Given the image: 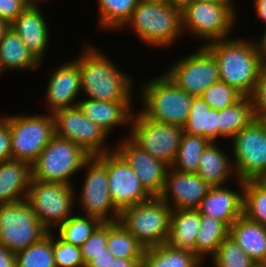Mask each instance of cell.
I'll use <instances>...</instances> for the list:
<instances>
[{"mask_svg":"<svg viewBox=\"0 0 266 267\" xmlns=\"http://www.w3.org/2000/svg\"><path fill=\"white\" fill-rule=\"evenodd\" d=\"M42 63L10 27L0 42V71H37Z\"/></svg>","mask_w":266,"mask_h":267,"instance_id":"26","label":"cell"},{"mask_svg":"<svg viewBox=\"0 0 266 267\" xmlns=\"http://www.w3.org/2000/svg\"><path fill=\"white\" fill-rule=\"evenodd\" d=\"M210 143L211 141L205 137L183 132L176 159L171 168L181 172L197 173L200 156Z\"/></svg>","mask_w":266,"mask_h":267,"instance_id":"34","label":"cell"},{"mask_svg":"<svg viewBox=\"0 0 266 267\" xmlns=\"http://www.w3.org/2000/svg\"><path fill=\"white\" fill-rule=\"evenodd\" d=\"M75 187L63 183H45L31 179L26 201L33 207L36 218L49 232H54L72 214Z\"/></svg>","mask_w":266,"mask_h":267,"instance_id":"10","label":"cell"},{"mask_svg":"<svg viewBox=\"0 0 266 267\" xmlns=\"http://www.w3.org/2000/svg\"><path fill=\"white\" fill-rule=\"evenodd\" d=\"M203 264H206V263H204V261H200L195 267H203Z\"/></svg>","mask_w":266,"mask_h":267,"instance_id":"56","label":"cell"},{"mask_svg":"<svg viewBox=\"0 0 266 267\" xmlns=\"http://www.w3.org/2000/svg\"><path fill=\"white\" fill-rule=\"evenodd\" d=\"M200 229V214L197 210H172L167 244L195 254V241Z\"/></svg>","mask_w":266,"mask_h":267,"instance_id":"27","label":"cell"},{"mask_svg":"<svg viewBox=\"0 0 266 267\" xmlns=\"http://www.w3.org/2000/svg\"><path fill=\"white\" fill-rule=\"evenodd\" d=\"M236 7L234 3L192 1L181 12L183 34L193 35L192 38L200 40L202 46L230 38L238 22Z\"/></svg>","mask_w":266,"mask_h":267,"instance_id":"5","label":"cell"},{"mask_svg":"<svg viewBox=\"0 0 266 267\" xmlns=\"http://www.w3.org/2000/svg\"><path fill=\"white\" fill-rule=\"evenodd\" d=\"M77 106L84 116L103 129L107 135L112 134L116 127L129 126L134 114L135 104L132 101H98L83 97Z\"/></svg>","mask_w":266,"mask_h":267,"instance_id":"22","label":"cell"},{"mask_svg":"<svg viewBox=\"0 0 266 267\" xmlns=\"http://www.w3.org/2000/svg\"><path fill=\"white\" fill-rule=\"evenodd\" d=\"M0 267H16L15 254L4 245H0Z\"/></svg>","mask_w":266,"mask_h":267,"instance_id":"46","label":"cell"},{"mask_svg":"<svg viewBox=\"0 0 266 267\" xmlns=\"http://www.w3.org/2000/svg\"><path fill=\"white\" fill-rule=\"evenodd\" d=\"M102 222L81 213L72 214L54 233L66 243L81 247Z\"/></svg>","mask_w":266,"mask_h":267,"instance_id":"35","label":"cell"},{"mask_svg":"<svg viewBox=\"0 0 266 267\" xmlns=\"http://www.w3.org/2000/svg\"><path fill=\"white\" fill-rule=\"evenodd\" d=\"M229 144L239 180H257L266 172V121L256 118L239 131Z\"/></svg>","mask_w":266,"mask_h":267,"instance_id":"12","label":"cell"},{"mask_svg":"<svg viewBox=\"0 0 266 267\" xmlns=\"http://www.w3.org/2000/svg\"><path fill=\"white\" fill-rule=\"evenodd\" d=\"M140 0H97L98 24L104 31L118 32L130 19Z\"/></svg>","mask_w":266,"mask_h":267,"instance_id":"33","label":"cell"},{"mask_svg":"<svg viewBox=\"0 0 266 267\" xmlns=\"http://www.w3.org/2000/svg\"><path fill=\"white\" fill-rule=\"evenodd\" d=\"M119 139L114 149L136 172L143 188L152 197H158L163 190L169 166L140 148L129 136Z\"/></svg>","mask_w":266,"mask_h":267,"instance_id":"17","label":"cell"},{"mask_svg":"<svg viewBox=\"0 0 266 267\" xmlns=\"http://www.w3.org/2000/svg\"><path fill=\"white\" fill-rule=\"evenodd\" d=\"M82 169L85 170L83 184L80 191L75 192V201L82 209L79 208L78 213L82 211L83 215L98 218L101 222L118 221L120 211L114 206L108 187L106 153L90 156Z\"/></svg>","mask_w":266,"mask_h":267,"instance_id":"8","label":"cell"},{"mask_svg":"<svg viewBox=\"0 0 266 267\" xmlns=\"http://www.w3.org/2000/svg\"><path fill=\"white\" fill-rule=\"evenodd\" d=\"M195 2H211V3H235L234 0H193Z\"/></svg>","mask_w":266,"mask_h":267,"instance_id":"52","label":"cell"},{"mask_svg":"<svg viewBox=\"0 0 266 267\" xmlns=\"http://www.w3.org/2000/svg\"><path fill=\"white\" fill-rule=\"evenodd\" d=\"M53 256L56 267H85L81 248L61 240L53 232Z\"/></svg>","mask_w":266,"mask_h":267,"instance_id":"40","label":"cell"},{"mask_svg":"<svg viewBox=\"0 0 266 267\" xmlns=\"http://www.w3.org/2000/svg\"><path fill=\"white\" fill-rule=\"evenodd\" d=\"M127 135L155 159L171 167L176 159L183 127L147 118L139 109L134 111Z\"/></svg>","mask_w":266,"mask_h":267,"instance_id":"11","label":"cell"},{"mask_svg":"<svg viewBox=\"0 0 266 267\" xmlns=\"http://www.w3.org/2000/svg\"><path fill=\"white\" fill-rule=\"evenodd\" d=\"M31 181V165L20 160L0 162V205L26 200Z\"/></svg>","mask_w":266,"mask_h":267,"instance_id":"23","label":"cell"},{"mask_svg":"<svg viewBox=\"0 0 266 267\" xmlns=\"http://www.w3.org/2000/svg\"><path fill=\"white\" fill-rule=\"evenodd\" d=\"M171 213L159 197H151L123 209L119 221L147 249L167 243Z\"/></svg>","mask_w":266,"mask_h":267,"instance_id":"7","label":"cell"},{"mask_svg":"<svg viewBox=\"0 0 266 267\" xmlns=\"http://www.w3.org/2000/svg\"><path fill=\"white\" fill-rule=\"evenodd\" d=\"M210 260L213 267H253L256 264L229 235Z\"/></svg>","mask_w":266,"mask_h":267,"instance_id":"38","label":"cell"},{"mask_svg":"<svg viewBox=\"0 0 266 267\" xmlns=\"http://www.w3.org/2000/svg\"><path fill=\"white\" fill-rule=\"evenodd\" d=\"M255 119L251 96H243L233 105L219 110V140L222 138L230 141Z\"/></svg>","mask_w":266,"mask_h":267,"instance_id":"29","label":"cell"},{"mask_svg":"<svg viewBox=\"0 0 266 267\" xmlns=\"http://www.w3.org/2000/svg\"><path fill=\"white\" fill-rule=\"evenodd\" d=\"M147 3H155V4H168L169 0H141Z\"/></svg>","mask_w":266,"mask_h":267,"instance_id":"53","label":"cell"},{"mask_svg":"<svg viewBox=\"0 0 266 267\" xmlns=\"http://www.w3.org/2000/svg\"><path fill=\"white\" fill-rule=\"evenodd\" d=\"M16 267H56L53 256V232L15 253Z\"/></svg>","mask_w":266,"mask_h":267,"instance_id":"36","label":"cell"},{"mask_svg":"<svg viewBox=\"0 0 266 267\" xmlns=\"http://www.w3.org/2000/svg\"><path fill=\"white\" fill-rule=\"evenodd\" d=\"M229 235V227L222 221L200 214V229L195 241V255L205 261L216 255L219 245ZM208 256V257H207Z\"/></svg>","mask_w":266,"mask_h":267,"instance_id":"30","label":"cell"},{"mask_svg":"<svg viewBox=\"0 0 266 267\" xmlns=\"http://www.w3.org/2000/svg\"><path fill=\"white\" fill-rule=\"evenodd\" d=\"M114 255L111 253H99L92 255V258L85 264V267H109Z\"/></svg>","mask_w":266,"mask_h":267,"instance_id":"45","label":"cell"},{"mask_svg":"<svg viewBox=\"0 0 266 267\" xmlns=\"http://www.w3.org/2000/svg\"><path fill=\"white\" fill-rule=\"evenodd\" d=\"M129 27L140 42L150 47L170 48L181 41L183 34L181 11L168 4L139 1L130 19L121 28ZM180 39V40H179Z\"/></svg>","mask_w":266,"mask_h":267,"instance_id":"4","label":"cell"},{"mask_svg":"<svg viewBox=\"0 0 266 267\" xmlns=\"http://www.w3.org/2000/svg\"><path fill=\"white\" fill-rule=\"evenodd\" d=\"M48 233L26 200L0 205V245L14 254L38 242Z\"/></svg>","mask_w":266,"mask_h":267,"instance_id":"13","label":"cell"},{"mask_svg":"<svg viewBox=\"0 0 266 267\" xmlns=\"http://www.w3.org/2000/svg\"><path fill=\"white\" fill-rule=\"evenodd\" d=\"M243 215L266 226V187L258 180L245 181Z\"/></svg>","mask_w":266,"mask_h":267,"instance_id":"37","label":"cell"},{"mask_svg":"<svg viewBox=\"0 0 266 267\" xmlns=\"http://www.w3.org/2000/svg\"><path fill=\"white\" fill-rule=\"evenodd\" d=\"M107 244V222H102L92 233V235L80 247L82 258L86 264L92 255L99 253H110Z\"/></svg>","mask_w":266,"mask_h":267,"instance_id":"41","label":"cell"},{"mask_svg":"<svg viewBox=\"0 0 266 267\" xmlns=\"http://www.w3.org/2000/svg\"><path fill=\"white\" fill-rule=\"evenodd\" d=\"M198 47L196 52L172 62L164 72L180 89L194 97L201 96L209 86L220 80L213 54L201 44Z\"/></svg>","mask_w":266,"mask_h":267,"instance_id":"14","label":"cell"},{"mask_svg":"<svg viewBox=\"0 0 266 267\" xmlns=\"http://www.w3.org/2000/svg\"><path fill=\"white\" fill-rule=\"evenodd\" d=\"M244 95L223 81L209 86L201 95L211 109L222 110L239 101Z\"/></svg>","mask_w":266,"mask_h":267,"instance_id":"39","label":"cell"},{"mask_svg":"<svg viewBox=\"0 0 266 267\" xmlns=\"http://www.w3.org/2000/svg\"><path fill=\"white\" fill-rule=\"evenodd\" d=\"M235 183L239 188L232 189L227 185L211 187L200 202L199 214L212 216L230 227L243 215L245 181L237 179Z\"/></svg>","mask_w":266,"mask_h":267,"instance_id":"21","label":"cell"},{"mask_svg":"<svg viewBox=\"0 0 266 267\" xmlns=\"http://www.w3.org/2000/svg\"><path fill=\"white\" fill-rule=\"evenodd\" d=\"M210 188L197 173L181 172L169 167L158 197L172 210H197Z\"/></svg>","mask_w":266,"mask_h":267,"instance_id":"18","label":"cell"},{"mask_svg":"<svg viewBox=\"0 0 266 267\" xmlns=\"http://www.w3.org/2000/svg\"><path fill=\"white\" fill-rule=\"evenodd\" d=\"M10 23L2 18H0V42L4 38L5 33L9 30Z\"/></svg>","mask_w":266,"mask_h":267,"instance_id":"51","label":"cell"},{"mask_svg":"<svg viewBox=\"0 0 266 267\" xmlns=\"http://www.w3.org/2000/svg\"><path fill=\"white\" fill-rule=\"evenodd\" d=\"M254 2V12L255 15L259 18L258 21H262L264 25L266 24V0H253ZM266 26V25H265Z\"/></svg>","mask_w":266,"mask_h":267,"instance_id":"48","label":"cell"},{"mask_svg":"<svg viewBox=\"0 0 266 267\" xmlns=\"http://www.w3.org/2000/svg\"><path fill=\"white\" fill-rule=\"evenodd\" d=\"M255 117L266 121V65L262 68L257 85L251 95Z\"/></svg>","mask_w":266,"mask_h":267,"instance_id":"42","label":"cell"},{"mask_svg":"<svg viewBox=\"0 0 266 267\" xmlns=\"http://www.w3.org/2000/svg\"><path fill=\"white\" fill-rule=\"evenodd\" d=\"M192 1L193 0H169L168 3L182 12Z\"/></svg>","mask_w":266,"mask_h":267,"instance_id":"49","label":"cell"},{"mask_svg":"<svg viewBox=\"0 0 266 267\" xmlns=\"http://www.w3.org/2000/svg\"><path fill=\"white\" fill-rule=\"evenodd\" d=\"M11 145L10 127L0 116V162L12 159Z\"/></svg>","mask_w":266,"mask_h":267,"instance_id":"44","label":"cell"},{"mask_svg":"<svg viewBox=\"0 0 266 267\" xmlns=\"http://www.w3.org/2000/svg\"><path fill=\"white\" fill-rule=\"evenodd\" d=\"M200 261L193 252L165 243L145 249L141 267H195Z\"/></svg>","mask_w":266,"mask_h":267,"instance_id":"31","label":"cell"},{"mask_svg":"<svg viewBox=\"0 0 266 267\" xmlns=\"http://www.w3.org/2000/svg\"><path fill=\"white\" fill-rule=\"evenodd\" d=\"M262 37L260 36V38L257 40L258 45H259V49L262 52V56L266 62V26L264 27L263 30V34H261Z\"/></svg>","mask_w":266,"mask_h":267,"instance_id":"50","label":"cell"},{"mask_svg":"<svg viewBox=\"0 0 266 267\" xmlns=\"http://www.w3.org/2000/svg\"><path fill=\"white\" fill-rule=\"evenodd\" d=\"M90 157L78 144L54 135L31 164V179L74 186L73 178Z\"/></svg>","mask_w":266,"mask_h":267,"instance_id":"6","label":"cell"},{"mask_svg":"<svg viewBox=\"0 0 266 267\" xmlns=\"http://www.w3.org/2000/svg\"><path fill=\"white\" fill-rule=\"evenodd\" d=\"M138 88L142 105L139 109L147 118L185 126L194 96L180 89L165 73L141 82Z\"/></svg>","mask_w":266,"mask_h":267,"instance_id":"3","label":"cell"},{"mask_svg":"<svg viewBox=\"0 0 266 267\" xmlns=\"http://www.w3.org/2000/svg\"><path fill=\"white\" fill-rule=\"evenodd\" d=\"M220 142H211L202 152L199 159L197 174L210 186L227 185L231 178L237 180V175L233 165L232 155L226 154L227 151L221 149ZM230 156V157H229Z\"/></svg>","mask_w":266,"mask_h":267,"instance_id":"24","label":"cell"},{"mask_svg":"<svg viewBox=\"0 0 266 267\" xmlns=\"http://www.w3.org/2000/svg\"><path fill=\"white\" fill-rule=\"evenodd\" d=\"M142 259H120L114 257L109 267H141Z\"/></svg>","mask_w":266,"mask_h":267,"instance_id":"47","label":"cell"},{"mask_svg":"<svg viewBox=\"0 0 266 267\" xmlns=\"http://www.w3.org/2000/svg\"><path fill=\"white\" fill-rule=\"evenodd\" d=\"M58 65L52 70L44 90V105L50 114L77 106L82 94L80 93L81 74L78 64L71 59Z\"/></svg>","mask_w":266,"mask_h":267,"instance_id":"19","label":"cell"},{"mask_svg":"<svg viewBox=\"0 0 266 267\" xmlns=\"http://www.w3.org/2000/svg\"><path fill=\"white\" fill-rule=\"evenodd\" d=\"M247 39L234 36L205 47L217 61L220 81L235 87L244 96H251L266 62L257 39Z\"/></svg>","mask_w":266,"mask_h":267,"instance_id":"2","label":"cell"},{"mask_svg":"<svg viewBox=\"0 0 266 267\" xmlns=\"http://www.w3.org/2000/svg\"><path fill=\"white\" fill-rule=\"evenodd\" d=\"M229 236L255 263H266V226L241 215L229 227Z\"/></svg>","mask_w":266,"mask_h":267,"instance_id":"25","label":"cell"},{"mask_svg":"<svg viewBox=\"0 0 266 267\" xmlns=\"http://www.w3.org/2000/svg\"><path fill=\"white\" fill-rule=\"evenodd\" d=\"M32 1L33 0H0V18L11 24Z\"/></svg>","mask_w":266,"mask_h":267,"instance_id":"43","label":"cell"},{"mask_svg":"<svg viewBox=\"0 0 266 267\" xmlns=\"http://www.w3.org/2000/svg\"><path fill=\"white\" fill-rule=\"evenodd\" d=\"M48 0H33L29 6L10 24V27L19 35L20 39L33 55L41 62L45 60L50 40V27L41 2Z\"/></svg>","mask_w":266,"mask_h":267,"instance_id":"20","label":"cell"},{"mask_svg":"<svg viewBox=\"0 0 266 267\" xmlns=\"http://www.w3.org/2000/svg\"><path fill=\"white\" fill-rule=\"evenodd\" d=\"M52 115L55 135L78 144L88 155L98 156L114 150L106 142L107 133L86 118L78 106L58 110Z\"/></svg>","mask_w":266,"mask_h":267,"instance_id":"15","label":"cell"},{"mask_svg":"<svg viewBox=\"0 0 266 267\" xmlns=\"http://www.w3.org/2000/svg\"><path fill=\"white\" fill-rule=\"evenodd\" d=\"M184 133L202 136L211 142L219 139V110L211 109L201 97H193L188 120L183 127Z\"/></svg>","mask_w":266,"mask_h":267,"instance_id":"28","label":"cell"},{"mask_svg":"<svg viewBox=\"0 0 266 267\" xmlns=\"http://www.w3.org/2000/svg\"><path fill=\"white\" fill-rule=\"evenodd\" d=\"M73 60L81 74V93L98 101H133L135 82L132 76L104 54L101 49L86 44ZM84 91V92H83Z\"/></svg>","mask_w":266,"mask_h":267,"instance_id":"1","label":"cell"},{"mask_svg":"<svg viewBox=\"0 0 266 267\" xmlns=\"http://www.w3.org/2000/svg\"><path fill=\"white\" fill-rule=\"evenodd\" d=\"M264 187H266V172L259 178L257 179Z\"/></svg>","mask_w":266,"mask_h":267,"instance_id":"54","label":"cell"},{"mask_svg":"<svg viewBox=\"0 0 266 267\" xmlns=\"http://www.w3.org/2000/svg\"><path fill=\"white\" fill-rule=\"evenodd\" d=\"M253 267H266V263H256Z\"/></svg>","mask_w":266,"mask_h":267,"instance_id":"55","label":"cell"},{"mask_svg":"<svg viewBox=\"0 0 266 267\" xmlns=\"http://www.w3.org/2000/svg\"><path fill=\"white\" fill-rule=\"evenodd\" d=\"M4 121L10 127L12 159L30 165L55 135L54 118L48 112L4 115Z\"/></svg>","mask_w":266,"mask_h":267,"instance_id":"9","label":"cell"},{"mask_svg":"<svg viewBox=\"0 0 266 267\" xmlns=\"http://www.w3.org/2000/svg\"><path fill=\"white\" fill-rule=\"evenodd\" d=\"M106 247L112 255L120 259H142L144 246L120 223L107 222Z\"/></svg>","mask_w":266,"mask_h":267,"instance_id":"32","label":"cell"},{"mask_svg":"<svg viewBox=\"0 0 266 267\" xmlns=\"http://www.w3.org/2000/svg\"><path fill=\"white\" fill-rule=\"evenodd\" d=\"M106 169L110 197L120 212L152 197L143 188L136 172L115 149L106 153Z\"/></svg>","mask_w":266,"mask_h":267,"instance_id":"16","label":"cell"}]
</instances>
